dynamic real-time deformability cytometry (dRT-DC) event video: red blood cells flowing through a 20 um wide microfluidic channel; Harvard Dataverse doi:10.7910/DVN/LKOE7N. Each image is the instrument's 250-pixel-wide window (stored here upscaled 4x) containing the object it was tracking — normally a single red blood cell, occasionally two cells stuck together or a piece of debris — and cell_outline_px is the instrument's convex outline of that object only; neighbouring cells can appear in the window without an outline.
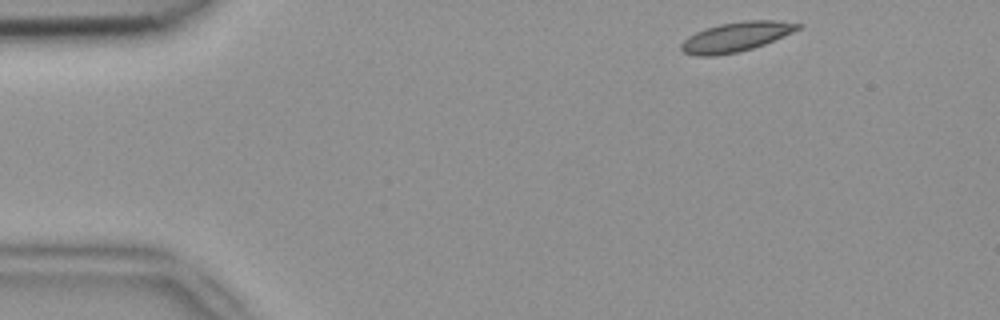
{"species": "common noctule bat (a hibernating species)", "species_latin": "Nyctalus noctula", "temperature_condition": "room temperature", "stored_images_in_passage": 4, "camera_frame_rate_fps": 3000, "um_per_image_px": 0.085, "animal": {"sex": "female", "body_mass_g": 18.4}, "frame": {"image": 1, "passage_image": 1, "time_ms": 0.0, "image_size_px": [1000, 320], "cell_outline_px": [[804, 24], [800, 28], [792, 32], [764, 44], [740, 52], [712, 56], [696, 56], [684, 52], [680, 48], [680, 44], [688, 36], [704, 28], [720, 24], [744, 20], [776, 20]], "centroid_in_image_um": [62.54, 3.13], "position_along_channel_um": 22.5, "area_um2": 20.11}}
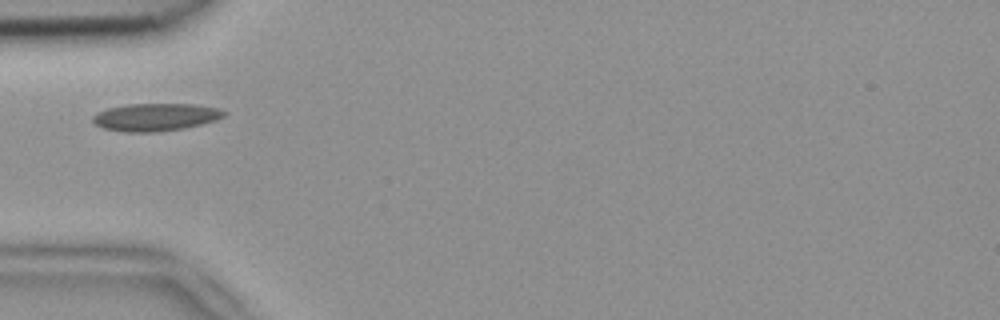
{"frame": {"image": 2, "passage_image": 4, "time_ms": 1.0, "image_size_px": [1000, 320], "cell_outline_px": [[228, 112], [224, 116], [216, 120], [184, 128], [152, 132], [124, 132], [104, 128], [96, 124], [92, 120], [92, 116], [96, 112], [108, 108], [128, 104], [196, 104], [220, 108]], "centroid_in_image_um": [13.23, 9.94], "position_along_channel_um": 71.8, "area_um2": 21.15}}